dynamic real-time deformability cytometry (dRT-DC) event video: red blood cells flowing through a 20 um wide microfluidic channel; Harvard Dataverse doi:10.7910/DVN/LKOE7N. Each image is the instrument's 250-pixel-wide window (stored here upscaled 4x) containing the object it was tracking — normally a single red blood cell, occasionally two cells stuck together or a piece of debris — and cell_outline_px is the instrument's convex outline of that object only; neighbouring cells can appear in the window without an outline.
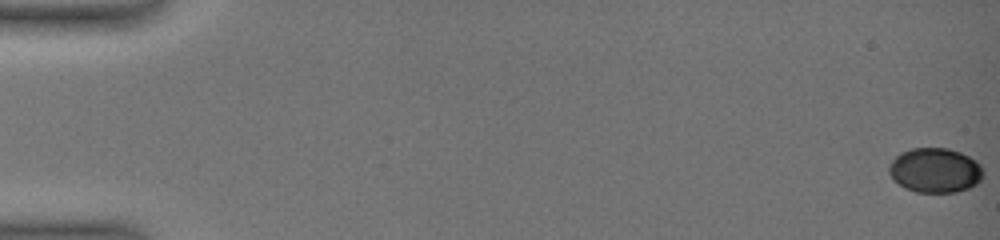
{"species": "common noctule bat (a hibernating species)", "species_latin": "Nyctalus noctula", "temperature_condition": "warm", "stored_images_in_passage": 46, "camera_frame_rate_fps": 3000, "um_per_image_px": 0.085, "animal": {"sex": "female", "body_mass_g": 19.0, "forearm_length_mm": 51.5}, "frame": {"image": 1, "passage_image": 1, "time_ms": 0.0, "image_size_px": [1000, 240], "cell_outline_px": [[984, 176], [976, 184], [968, 188], [956, 192], [916, 192], [904, 188], [892, 180], [888, 172], [888, 168], [892, 160], [900, 152], [912, 148], [948, 148], [960, 152], [976, 160], [980, 164], [984, 172]], "centroid_in_image_um": [79.47, 14.48], "position_along_channel_um": 5.5, "area_um2": 24.8}}
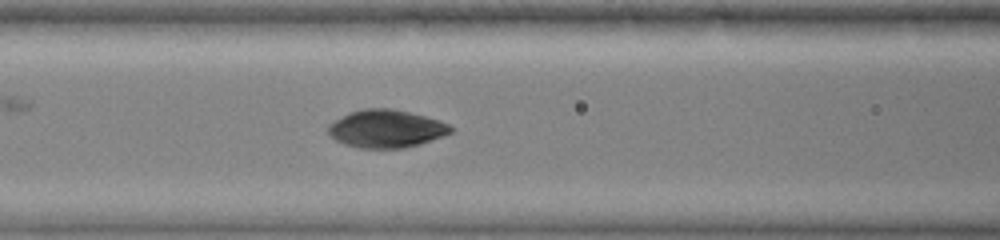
{"frame": {"image": 2, "passage_image": 39, "time_ms": 8.667, "image_size_px": [1000, 240], "cell_outline_px": [[452, 132], [444, 136], [420, 144], [404, 148], [360, 148], [344, 144], [336, 140], [328, 132], [328, 124], [348, 112], [364, 108], [388, 108], [408, 112], [440, 120], [448, 124], [452, 128]], "centroid_in_image_um": [32.82, 10.94], "position_along_channel_um": 133.8, "area_um2": 26.99}}
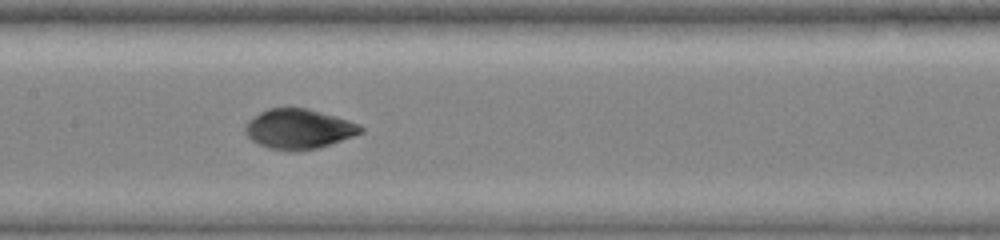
{"frame": {"image": 3, "passage_image": 45, "time_ms": 10.0, "image_size_px": [1000, 240], "cell_outline_px": [[364, 132], [320, 148], [296, 152], [292, 152], [268, 148], [252, 140], [244, 132], [244, 128], [248, 120], [260, 112], [268, 108], [304, 108], [320, 112], [348, 120], [360, 124], [364, 128]], "centroid_in_image_um": [25.39, 10.98], "position_along_channel_um": 182.0, "area_um2": 26.93}}